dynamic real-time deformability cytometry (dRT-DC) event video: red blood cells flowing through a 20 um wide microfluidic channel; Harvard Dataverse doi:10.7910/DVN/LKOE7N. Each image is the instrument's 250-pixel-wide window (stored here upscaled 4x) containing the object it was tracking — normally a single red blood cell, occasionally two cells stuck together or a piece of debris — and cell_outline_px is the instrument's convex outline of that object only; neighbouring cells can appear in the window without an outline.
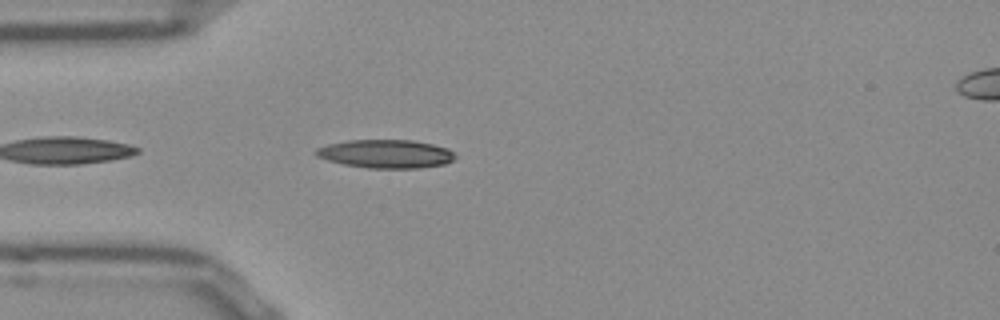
{"species": "Egyptian fruit bat (a non-hibernating species)", "species_latin": "Rousettus aegyptiacus", "temperature_condition": "room temperature", "stored_images_in_passage": 22, "camera_frame_rate_fps": 3000, "um_per_image_px": 0.085, "frame": {"image": 1, "passage_image": 4, "time_ms": 1.0, "image_size_px": [1000, 320], "cell_outline_px": [[456, 156], [452, 160], [444, 164], [416, 168], [368, 168], [344, 164], [328, 160], [316, 156], [312, 152], [316, 148], [328, 144], [348, 140], [412, 140], [432, 144], [448, 148]], "centroid_in_image_um": [32.76, 13.07], "position_along_channel_um": 52.2, "area_um2": 23.0}}